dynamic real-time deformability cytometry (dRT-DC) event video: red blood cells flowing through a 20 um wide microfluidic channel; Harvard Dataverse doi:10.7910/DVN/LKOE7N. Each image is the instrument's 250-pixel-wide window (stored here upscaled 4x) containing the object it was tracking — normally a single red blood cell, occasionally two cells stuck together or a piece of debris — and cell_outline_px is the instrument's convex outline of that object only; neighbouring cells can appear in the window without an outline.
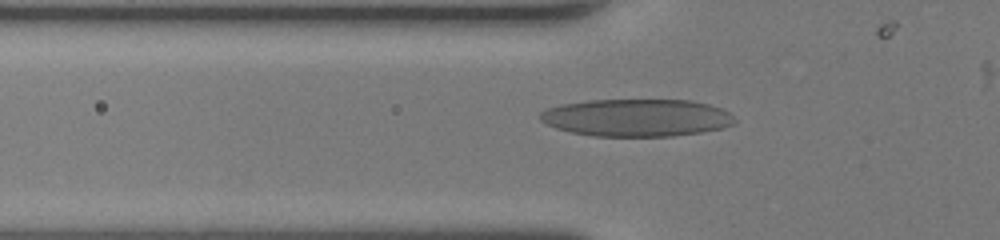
{"species": "human", "species_latin": "Homo sapiens", "temperature_condition": "room temperature", "stored_images_in_passage": 30, "camera_frame_rate_fps": 3000, "um_per_image_px": 0.085, "donor": {"sex": "female"}, "frame": {"image": 1, "passage_image": 2, "time_ms": 0.333, "image_size_px": [1000, 240], "cell_outline_px": [[736, 120], [732, 124], [724, 128], [700, 132], [672, 136], [592, 136], [572, 132], [556, 128], [540, 120], [540, 112], [544, 108], [560, 104], [588, 100], [692, 100], [708, 104], [720, 108], [728, 112]], "centroid_in_image_um": [54.09, 10.0], "position_along_channel_um": 71.7, "area_um2": 42.54}}
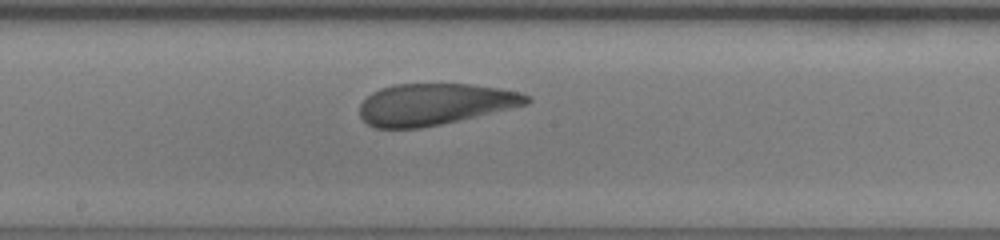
{"frame": {"image": 2, "passage_image": 13, "time_ms": 4.0, "image_size_px": [1000, 240], "cell_outline_px": [[532, 100], [528, 104], [440, 124], [420, 128], [376, 128], [368, 124], [360, 116], [360, 104], [372, 92], [380, 88], [396, 84], [472, 84], [500, 88], [520, 92], [532, 96]], "centroid_in_image_um": [36.96, 8.85], "position_along_channel_um": 211.2, "area_um2": 40.23}}
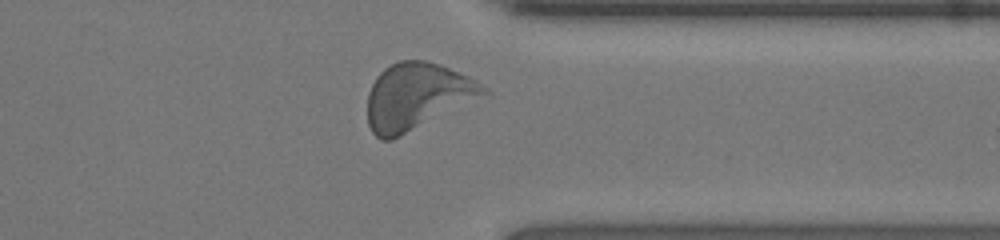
{"frame": {"image": 3, "passage_image": 26, "time_ms": 8.333, "image_size_px": [1000, 240], "cell_outline_px": [[492, 96], [392, 140], [380, 140], [372, 132], [368, 124], [368, 92], [376, 76], [384, 68], [400, 60], [424, 60], [440, 64], [468, 76], [488, 88], [492, 92]], "centroid_in_image_um": [35.54, 8.22], "position_along_channel_um": 375.9, "area_um2": 46.36}, "authors_computed_cell_mechanics": {"area_um2": 41.2981, "velocity_mm_per_s": 3.8815, "shape_relaxation_time_tau1_ms": 5.5282, "shape_relaxation_time_tau2_ms": 1.3568, "deformation_change_tau1": 0.1593, "deformation_change_tau2": 0.0881}}